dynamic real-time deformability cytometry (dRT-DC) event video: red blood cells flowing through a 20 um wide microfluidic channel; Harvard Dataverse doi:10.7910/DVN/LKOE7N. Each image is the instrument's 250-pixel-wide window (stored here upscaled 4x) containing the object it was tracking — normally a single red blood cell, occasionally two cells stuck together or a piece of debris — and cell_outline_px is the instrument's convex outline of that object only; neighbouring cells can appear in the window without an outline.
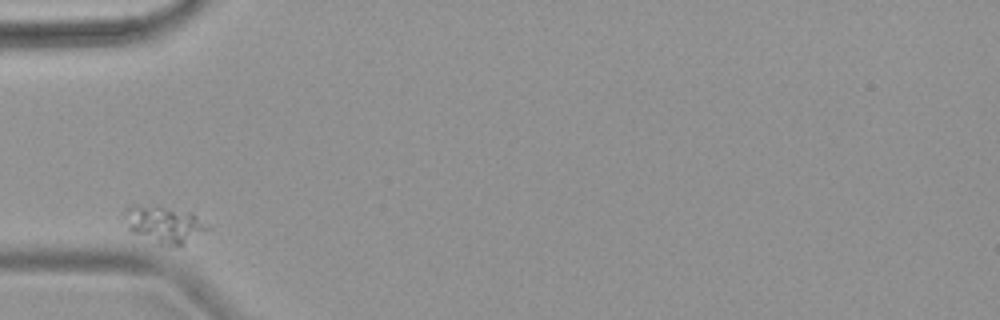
{"species": "common noctule bat (a hibernating species)", "species_latin": "Nyctalus noctula", "temperature_condition": "warm", "stored_images_in_passage": 3, "camera_frame_rate_fps": 3000, "um_per_image_px": 0.085, "animal": {"sex": "female", "body_mass_g": 18.4}, "frame": {"image": 1, "passage_image": 1, "time_ms": 0.0, "image_size_px": [1000, 320], "cell_outline_px": [[212, 228], [180, 248], [160, 244], [132, 232], [128, 228], [124, 212], [132, 204], [160, 204], [192, 212]], "centroid_in_image_um": [14.02, 19.05], "position_along_channel_um": 71.0, "area_um2": 18.55}}
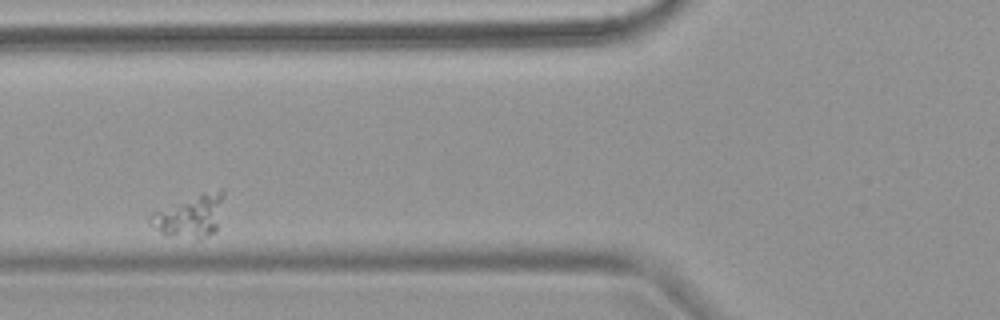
{"frame": {"image": 2, "passage_image": 2, "time_ms": 1.333, "image_size_px": [1000, 320], "cell_outline_px": [[224, 196], [216, 232], [208, 236], [164, 236], [148, 224], [148, 216], [152, 212], [220, 188], [224, 188]], "centroid_in_image_um": [16.14, 18.37], "position_along_channel_um": 109.7, "area_um2": 17.63}}
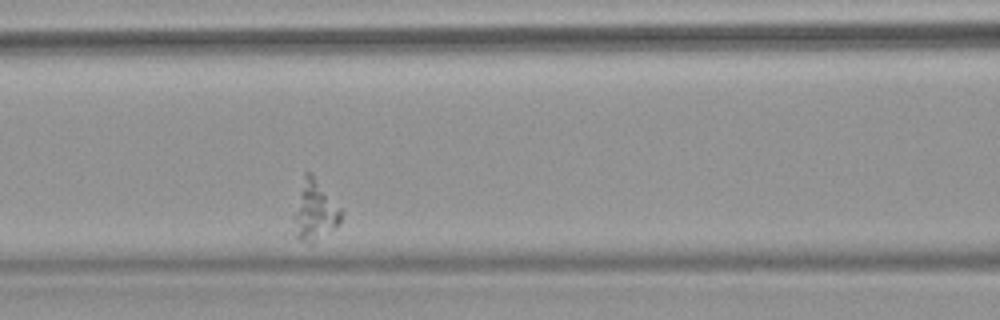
{"frame": {"image": 3, "passage_image": 3, "time_ms": 2.333, "image_size_px": [1000, 320], "cell_outline_px": [[344, 212], [340, 224], [312, 244], [308, 244], [288, 240], [292, 216], [304, 172], [308, 172], [312, 176]], "centroid_in_image_um": [26.64, 18.09], "position_along_channel_um": 140.0, "area_um2": 17.4}}